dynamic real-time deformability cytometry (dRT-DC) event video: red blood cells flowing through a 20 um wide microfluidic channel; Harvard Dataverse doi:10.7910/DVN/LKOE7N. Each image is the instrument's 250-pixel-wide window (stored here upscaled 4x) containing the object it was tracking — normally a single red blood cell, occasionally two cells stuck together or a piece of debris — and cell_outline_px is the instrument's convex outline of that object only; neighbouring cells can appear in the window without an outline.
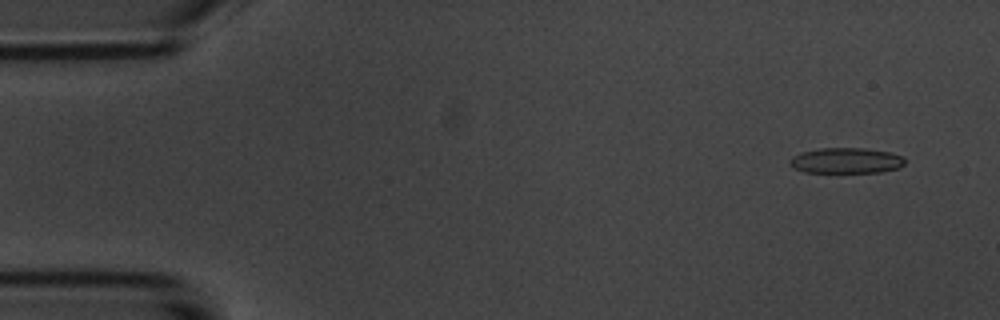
{"species": "common noctule bat (a hibernating species)", "species_latin": "Nyctalus noctula", "temperature_condition": "room temperature", "stored_images_in_passage": 5, "camera_frame_rate_fps": 3000, "um_per_image_px": 0.085, "animal": {"sex": "male", "body_mass_g": 20.1, "forearm_length_mm": 53.5}, "frame": {"image": 1, "passage_image": 1, "time_ms": 0.0, "image_size_px": [1000, 320], "cell_outline_px": [[904, 164], [900, 168], [880, 172], [840, 176], [804, 172], [792, 168], [788, 164], [788, 160], [792, 156], [800, 152], [820, 148], [864, 148], [888, 152], [900, 156], [904, 160]], "centroid_in_image_um": [71.82, 13.72], "position_along_channel_um": 13.2, "area_um2": 18.32}}
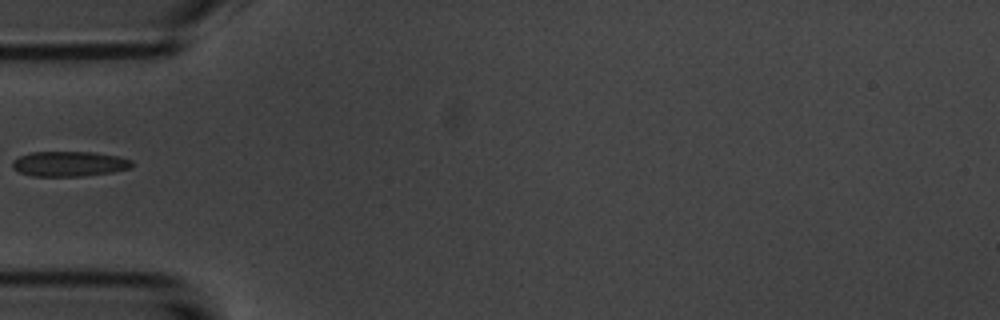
{"frame": {"image": 2, "passage_image": 4, "time_ms": 4.667, "image_size_px": [1000, 320], "cell_outline_px": [[132, 168], [112, 172], [80, 176], [32, 176], [20, 172], [12, 168], [12, 160], [20, 156], [32, 152], [96, 152], [120, 156], [132, 160]], "centroid_in_image_um": [5.91, 13.92], "position_along_channel_um": 79.1, "area_um2": 17.57}}